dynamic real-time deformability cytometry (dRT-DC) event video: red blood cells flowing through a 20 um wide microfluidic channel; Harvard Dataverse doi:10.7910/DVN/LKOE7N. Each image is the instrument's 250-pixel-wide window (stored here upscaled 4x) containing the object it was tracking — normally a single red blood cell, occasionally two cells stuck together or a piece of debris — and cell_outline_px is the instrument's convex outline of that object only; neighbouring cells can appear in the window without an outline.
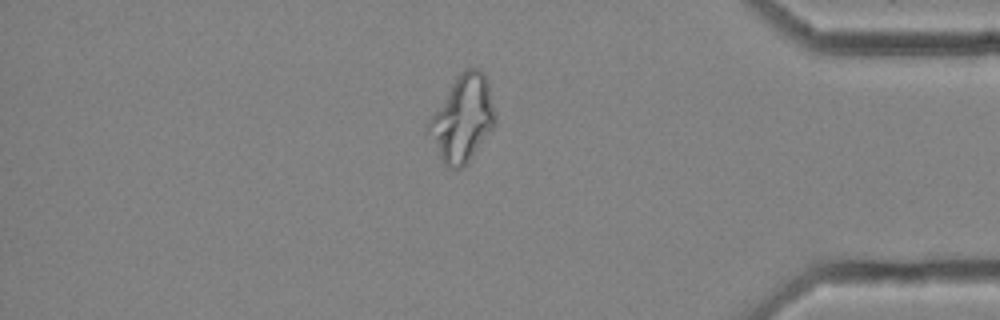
{"species": "common noctule bat (a hibernating species)", "species_latin": "Nyctalus noctula", "temperature_condition": "cold", "stored_images_in_passage": 58, "camera_frame_rate_fps": 3000, "um_per_image_px": 0.085, "animal": {"sex": "female", "body_mass_g": 25.1}, "frame": {"image": 1, "passage_image": 50, "time_ms": 16.333, "image_size_px": [1000, 320], "cell_outline_px": [[496, 124], [468, 160], [460, 168], [448, 168], [440, 160], [424, 132], [424, 124], [456, 76], [464, 68], [480, 68], [484, 72], [488, 80], [496, 116]], "centroid_in_image_um": [39.25, 10.06], "position_along_channel_um": 396.0, "area_um2": 34.1}}